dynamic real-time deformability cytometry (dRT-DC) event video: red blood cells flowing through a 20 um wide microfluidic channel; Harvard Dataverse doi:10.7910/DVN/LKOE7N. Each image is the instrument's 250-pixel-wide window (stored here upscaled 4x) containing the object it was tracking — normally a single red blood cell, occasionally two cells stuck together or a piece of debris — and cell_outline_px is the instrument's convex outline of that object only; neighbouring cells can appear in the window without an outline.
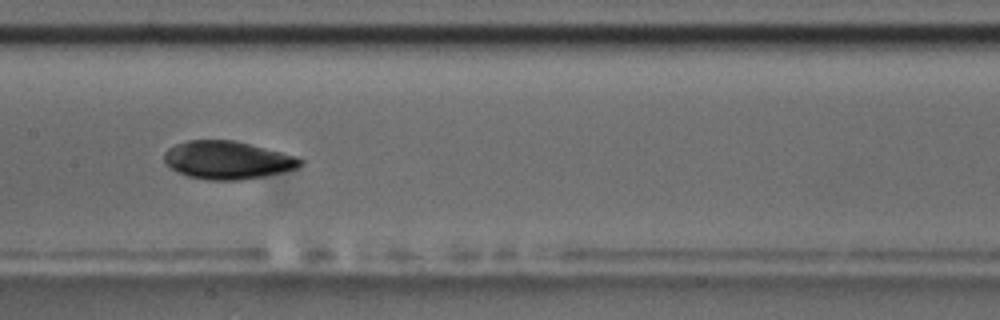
{"species": "common noctule bat (a hibernating species)", "species_latin": "Nyctalus noctula", "temperature_condition": "room temperature", "stored_images_in_passage": 9, "camera_frame_rate_fps": 3000, "um_per_image_px": 0.085, "animal": {"sex": "male", "body_mass_g": 17.5, "forearm_length_mm": 52.3}, "frame": {"image": 1, "passage_image": 8, "time_ms": 9.0, "image_size_px": [1000, 320], "cell_outline_px": [[304, 164], [296, 168], [264, 176], [240, 180], [208, 180], [188, 176], [176, 172], [164, 164], [164, 152], [168, 148], [176, 144], [188, 140], [236, 140], [296, 156], [304, 160]], "centroid_in_image_um": [19.3, 13.6], "position_along_channel_um": 188.1, "area_um2": 30.29}}